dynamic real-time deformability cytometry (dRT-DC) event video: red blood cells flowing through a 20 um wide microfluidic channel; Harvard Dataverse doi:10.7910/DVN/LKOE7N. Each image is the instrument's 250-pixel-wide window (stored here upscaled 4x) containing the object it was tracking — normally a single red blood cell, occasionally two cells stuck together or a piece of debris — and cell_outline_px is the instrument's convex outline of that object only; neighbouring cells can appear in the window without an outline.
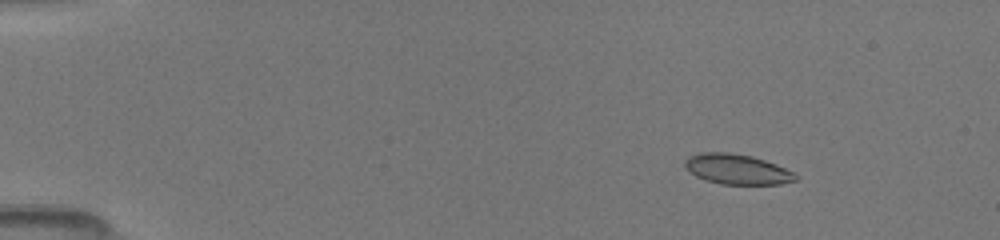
{"species": "common noctule bat (a hibernating species)", "species_latin": "Nyctalus noctula", "temperature_condition": "room temperature", "stored_images_in_passage": 7, "camera_frame_rate_fps": 3000, "um_per_image_px": 0.085, "animal": {"sex": "female", "body_mass_g": 19.5, "forearm_length_mm": 54.1}, "frame": {"image": 1, "passage_image": 3, "time_ms": 1.667, "image_size_px": [1000, 240], "cell_outline_px": [[796, 180], [780, 184], [720, 184], [704, 180], [696, 176], [684, 164], [688, 156], [704, 152], [728, 152], [752, 156], [776, 164], [792, 172], [796, 176]], "centroid_in_image_um": [62.63, 14.38], "position_along_channel_um": 22.4, "area_um2": 19.19}}
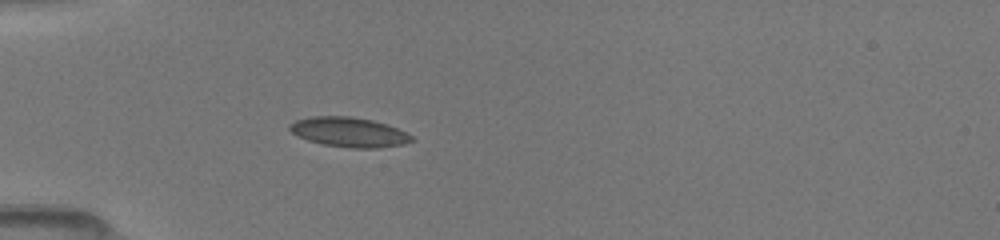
{"frame": {"image": 2, "passage_image": 7, "time_ms": 4.667, "image_size_px": [1000, 240], "cell_outline_px": [[416, 140], [404, 144], [380, 148], [352, 148], [324, 144], [308, 140], [292, 132], [288, 128], [288, 124], [296, 120], [312, 116], [348, 116], [372, 120], [396, 128], [412, 136]], "centroid_in_image_um": [29.67, 11.23], "position_along_channel_um": 55.3, "area_um2": 20.92}}